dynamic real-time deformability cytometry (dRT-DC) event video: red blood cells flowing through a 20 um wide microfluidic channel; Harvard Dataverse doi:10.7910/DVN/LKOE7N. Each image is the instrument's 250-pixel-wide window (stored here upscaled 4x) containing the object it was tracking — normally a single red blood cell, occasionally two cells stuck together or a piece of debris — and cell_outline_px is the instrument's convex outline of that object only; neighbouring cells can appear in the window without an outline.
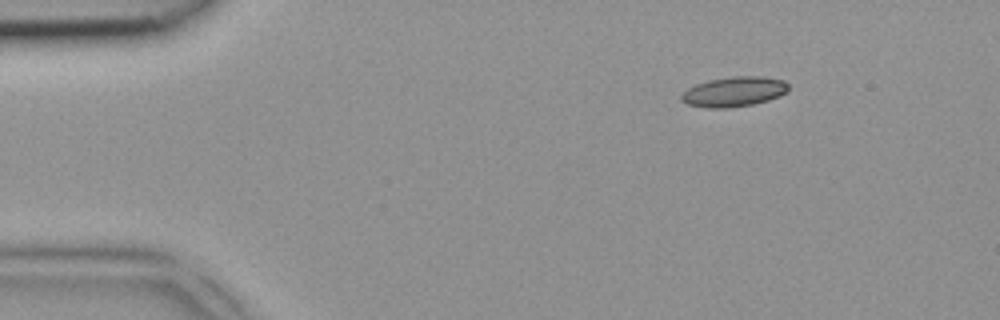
{"species": "common noctule bat (a hibernating species)", "species_latin": "Nyctalus noctula", "temperature_condition": "room temperature", "stored_images_in_passage": 4, "camera_frame_rate_fps": 3000, "um_per_image_px": 0.085, "animal": {"sex": "female", "body_mass_g": 18.4}, "frame": {"image": 1, "passage_image": 2, "time_ms": 0.333, "image_size_px": [1000, 320], "cell_outline_px": [[788, 92], [780, 96], [768, 100], [752, 104], [728, 108], [704, 108], [688, 104], [680, 100], [680, 96], [688, 88], [696, 84], [708, 80], [732, 76], [764, 76], [784, 80], [788, 84]], "centroid_in_image_um": [62.4, 7.79], "position_along_channel_um": 22.6, "area_um2": 18.84}}
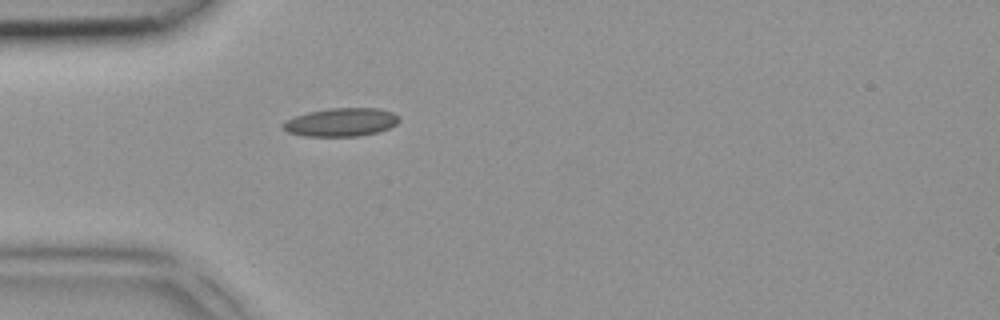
{"frame": {"image": 2, "passage_image": 4, "time_ms": 1.0, "image_size_px": [1000, 320], "cell_outline_px": [[400, 120], [396, 124], [380, 132], [360, 136], [304, 136], [288, 132], [280, 128], [280, 124], [284, 120], [308, 112], [328, 108], [380, 108], [392, 112], [400, 116]], "centroid_in_image_um": [28.98, 10.39], "position_along_channel_um": 56.0, "area_um2": 19.48}}